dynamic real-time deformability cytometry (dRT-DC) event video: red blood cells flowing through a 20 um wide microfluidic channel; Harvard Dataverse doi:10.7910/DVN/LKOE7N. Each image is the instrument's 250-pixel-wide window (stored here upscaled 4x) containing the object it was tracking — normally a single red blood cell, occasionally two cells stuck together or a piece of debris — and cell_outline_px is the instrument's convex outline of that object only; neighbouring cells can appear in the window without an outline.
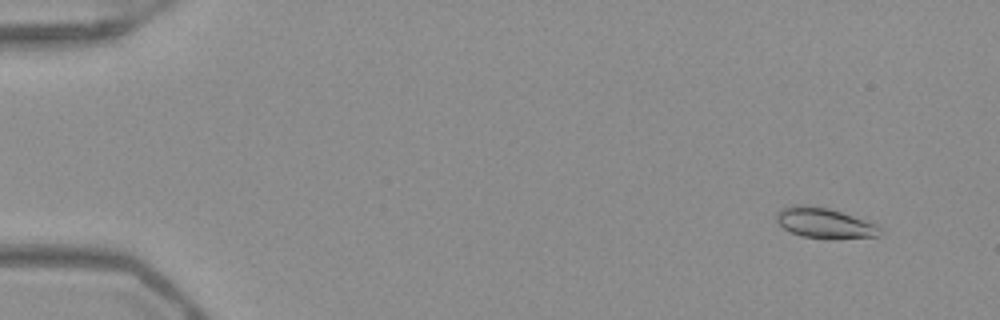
{"species": "Egyptian fruit bat (a non-hibernating species)", "species_latin": "Rousettus aegyptiacus", "temperature_condition": "warm", "stored_images_in_passage": 52, "camera_frame_rate_fps": 3000, "um_per_image_px": 0.085, "frame": {"image": 1, "passage_image": 4, "time_ms": 1.0, "image_size_px": [1000, 320], "cell_outline_px": [[880, 236], [832, 240], [800, 236], [784, 228], [776, 220], [776, 212], [780, 208], [796, 204], [808, 204], [828, 208], [876, 224], [880, 228]], "centroid_in_image_um": [70.05, 18.97], "position_along_channel_um": 14.9, "area_um2": 18.55}}
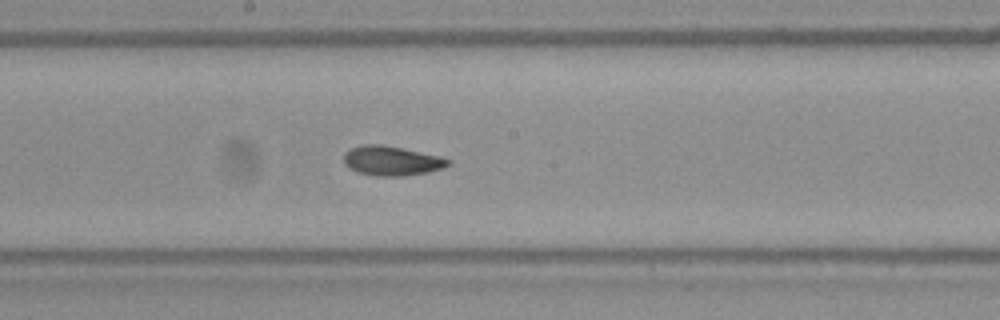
{"frame": {"image": 2, "passage_image": 29, "time_ms": 9.333, "image_size_px": [1000, 320], "cell_outline_px": [[452, 164], [444, 168], [428, 172], [404, 176], [376, 176], [356, 172], [348, 168], [344, 164], [344, 152], [352, 148], [364, 144], [380, 144], [440, 156], [452, 160]], "centroid_in_image_um": [33.3, 13.68], "position_along_channel_um": 214.9, "area_um2": 18.09}}
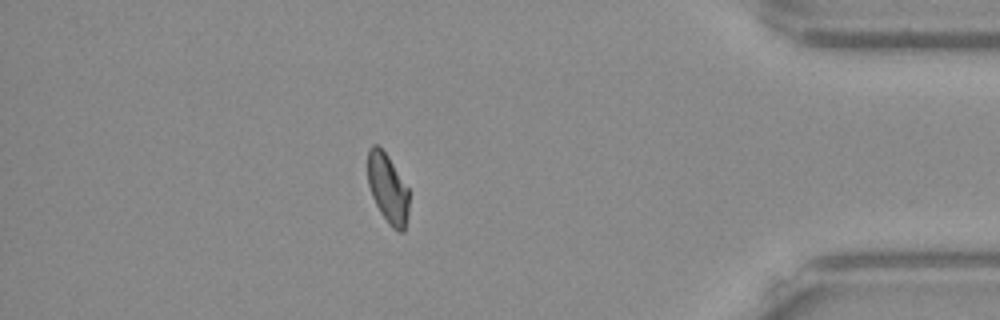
{"frame": {"image": 3, "passage_image": 46, "time_ms": 15.0, "image_size_px": [1000, 320], "cell_outline_px": [[408, 212], [404, 232], [400, 232], [392, 228], [388, 224], [380, 212], [372, 196], [368, 184], [368, 148], [372, 144], [376, 144], [388, 156], [408, 188]], "centroid_in_image_um": [32.95, 16.03], "position_along_channel_um": 402.2, "area_um2": 16.59}, "authors_computed_cell_mechanics": {"area_um2": 17.629, "velocity_mm_per_s": 3.9525, "shape_relaxation_time_tau1_ms": 3.2269, "shape_relaxation_time_tau2_ms": 1.6007, "deformation_change_tau1": 0.1351, "deformation_change_tau2": 0.066}}